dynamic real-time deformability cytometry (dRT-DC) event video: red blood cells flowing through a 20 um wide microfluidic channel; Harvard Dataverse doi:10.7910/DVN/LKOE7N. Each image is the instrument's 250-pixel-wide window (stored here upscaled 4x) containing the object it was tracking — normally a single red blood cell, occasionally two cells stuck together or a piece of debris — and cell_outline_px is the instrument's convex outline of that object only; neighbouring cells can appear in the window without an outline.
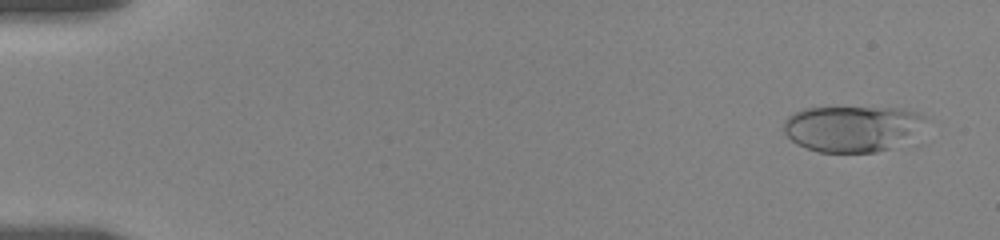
{"species": "human", "species_latin": "Homo sapiens", "temperature_condition": "room temperature", "stored_images_in_passage": 44, "camera_frame_rate_fps": 3000, "um_per_image_px": 0.085, "donor": {"sex": "female"}, "frame": {"image": 1, "passage_image": 2, "time_ms": 0.667, "image_size_px": [1000, 240], "cell_outline_px": [[924, 116], [908, 136], [888, 148], [876, 152], [820, 152], [808, 148], [792, 140], [784, 132], [784, 120], [788, 116], [804, 108], [904, 108], [920, 112]], "centroid_in_image_um": [72.31, 10.9], "position_along_channel_um": 12.7, "area_um2": 36.7}}
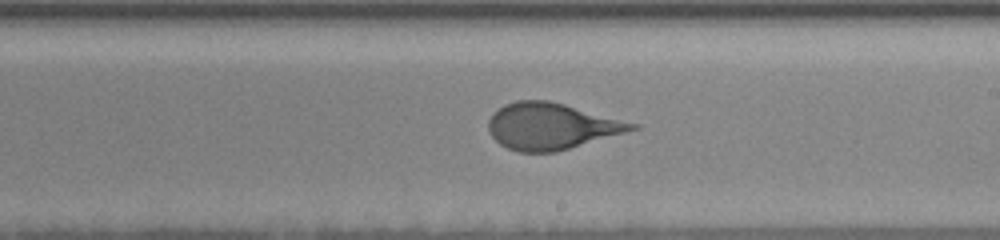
{"frame": {"image": 2, "passage_image": 25, "time_ms": 11.0, "image_size_px": [1000, 240], "cell_outline_px": [[640, 128], [556, 152], [520, 152], [508, 148], [500, 144], [488, 132], [488, 120], [492, 112], [504, 104], [516, 100], [548, 100], [564, 104], [640, 124]], "centroid_in_image_um": [46.84, 10.72], "position_along_channel_um": 242.2, "area_um2": 38.84}}
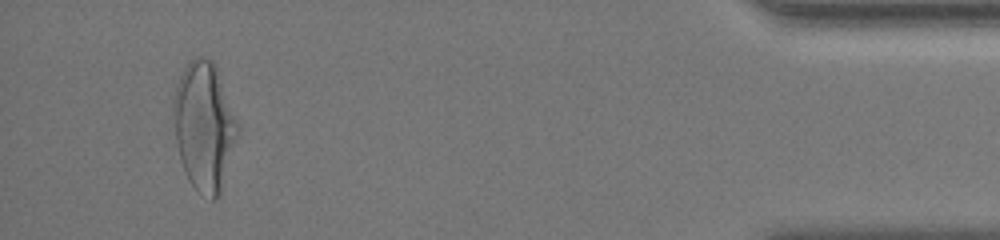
{"frame": {"image": 3, "passage_image": 43, "time_ms": 17.667, "image_size_px": [1000, 240], "cell_outline_px": [[240, 132], [220, 196], [216, 200], [212, 200], [196, 192], [188, 180], [184, 172], [180, 160], [176, 140], [172, 100], [176, 84], [184, 68], [196, 56], [200, 56], [212, 60], [216, 68], [240, 128]], "centroid_in_image_um": [17.36, 10.8], "position_along_channel_um": 417.8, "area_um2": 48.38}, "authors_computed_cell_mechanics": {"area_um2": 38.6682, "velocity_mm_per_s": 3.5391, "shape_relaxation_time_tau1_ms": 3.8988, "shape_relaxation_time_tau2_ms": null, "deformation_change_tau1": 0.1483, "deformation_change_tau2": null}}